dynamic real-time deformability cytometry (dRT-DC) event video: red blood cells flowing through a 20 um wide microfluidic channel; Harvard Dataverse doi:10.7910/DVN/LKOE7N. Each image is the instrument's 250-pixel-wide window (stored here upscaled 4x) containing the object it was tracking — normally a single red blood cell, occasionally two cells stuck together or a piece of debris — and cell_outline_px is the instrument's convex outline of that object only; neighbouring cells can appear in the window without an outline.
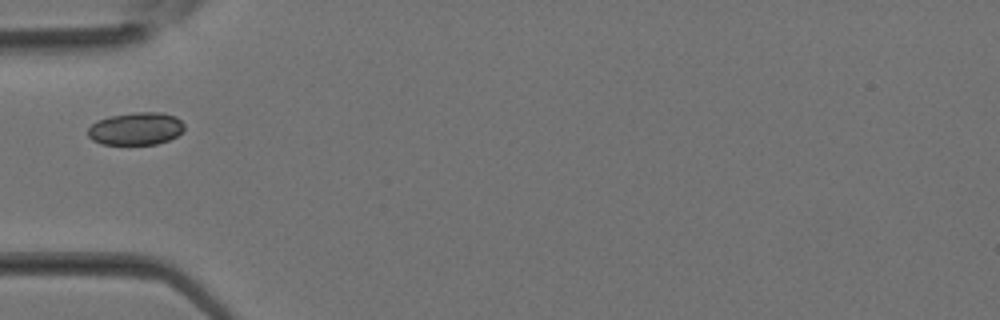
{"species": "Egyptian fruit bat (a non-hibernating species)", "species_latin": "Rousettus aegyptiacus", "temperature_condition": "room temperature", "stored_images_in_passage": 23, "camera_frame_rate_fps": 3000, "um_per_image_px": 0.085, "animal": {"sex": "female"}, "frame": {"image": 1, "passage_image": 1, "time_ms": 0.0, "image_size_px": [1000, 320], "cell_outline_px": [[184, 128], [176, 136], [168, 140], [156, 144], [100, 144], [92, 140], [88, 136], [88, 128], [96, 120], [112, 116], [136, 112], [160, 112], [176, 116], [184, 124]], "centroid_in_image_um": [11.54, 10.94], "position_along_channel_um": 73.5, "area_um2": 18.26}}
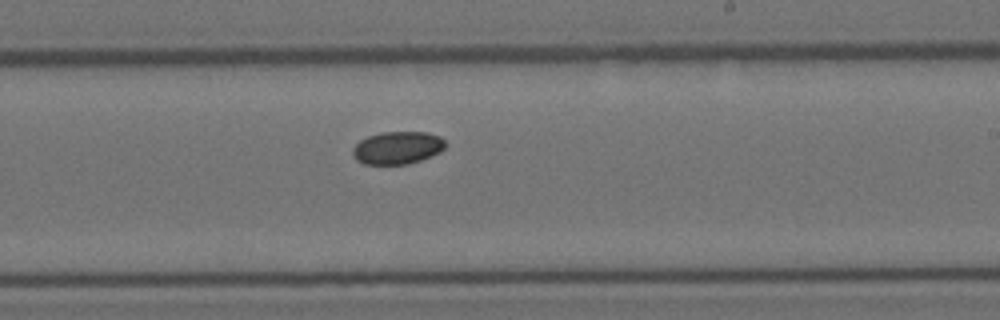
{"frame": {"image": 2, "passage_image": 10, "time_ms": 3.0, "image_size_px": [1000, 320], "cell_outline_px": [[448, 144], [440, 152], [420, 160], [408, 164], [364, 164], [356, 160], [352, 152], [352, 148], [360, 140], [368, 136], [380, 132], [428, 132], [440, 136]], "centroid_in_image_um": [33.79, 12.55], "position_along_channel_um": 255.2, "area_um2": 17.74}}
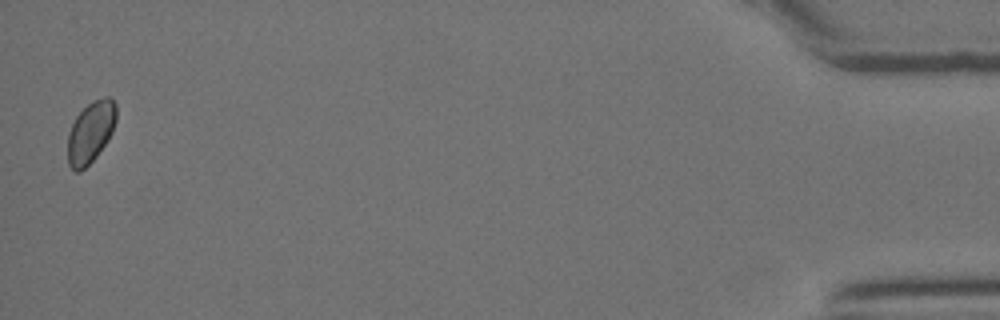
{"frame": {"image": 3, "passage_image": 23, "time_ms": 7.333, "image_size_px": [1000, 320], "cell_outline_px": [[116, 120], [112, 132], [108, 140], [96, 156], [80, 172], [76, 172], [68, 164], [68, 132], [76, 116], [92, 100], [104, 96], [112, 96], [116, 104]], "centroid_in_image_um": [7.72, 11.19], "position_along_channel_um": 427.5, "area_um2": 17.46}}